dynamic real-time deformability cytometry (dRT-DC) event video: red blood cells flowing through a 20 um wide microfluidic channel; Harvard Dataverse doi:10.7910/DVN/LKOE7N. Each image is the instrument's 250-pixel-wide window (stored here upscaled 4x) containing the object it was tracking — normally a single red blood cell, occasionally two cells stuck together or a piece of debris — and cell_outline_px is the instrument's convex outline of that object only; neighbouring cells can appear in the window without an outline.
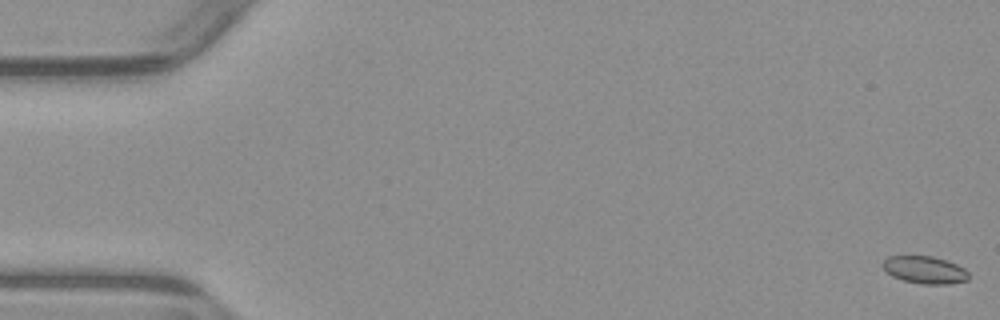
{"species": "common noctule bat (a hibernating species)", "species_latin": "Nyctalus noctula", "temperature_condition": "warm", "stored_images_in_passage": 54, "camera_frame_rate_fps": 3000, "um_per_image_px": 0.085, "animal": {"sex": "male", "body_mass_g": 23.1, "forearm_length_mm": 52.7}, "frame": {"image": 1, "passage_image": 1, "time_ms": 0.0, "image_size_px": [1000, 320], "cell_outline_px": [[968, 280], [948, 284], [920, 284], [904, 280], [892, 276], [884, 268], [884, 260], [888, 256], [932, 256], [956, 264], [964, 268], [968, 272]], "centroid_in_image_um": [78.62, 22.94], "position_along_channel_um": 6.4, "area_um2": 13.53}}
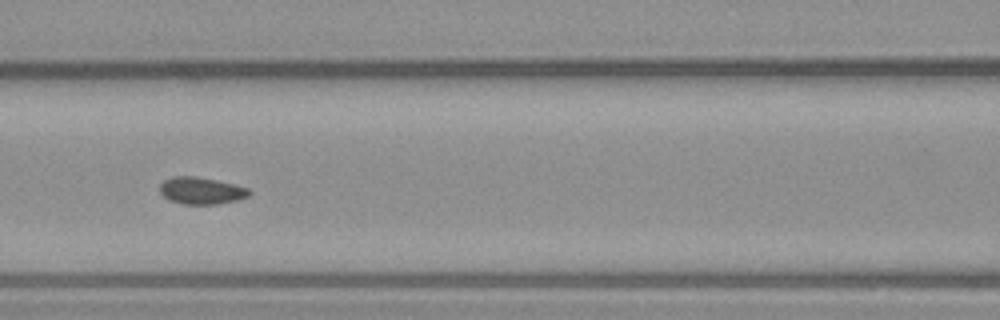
{"frame": {"image": 2, "passage_image": 24, "time_ms": 7.667, "image_size_px": [1000, 320], "cell_outline_px": [[252, 192], [248, 196], [236, 200], [216, 204], [184, 204], [168, 200], [160, 192], [160, 184], [164, 180], [172, 176], [196, 176], [236, 184], [248, 188]], "centroid_in_image_um": [17.1, 16.2], "position_along_channel_um": 149.5, "area_um2": 14.1}}
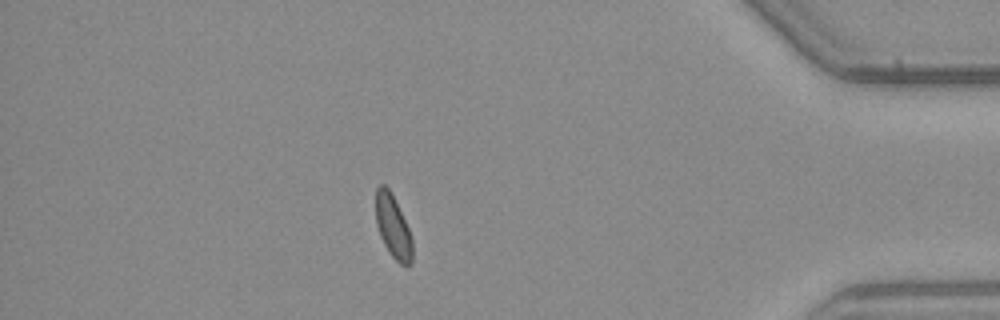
{"frame": {"image": 3, "passage_image": 47, "time_ms": 15.333, "image_size_px": [1000, 320], "cell_outline_px": [[412, 264], [400, 264], [392, 256], [384, 244], [380, 236], [376, 224], [376, 188], [380, 184], [384, 184], [388, 188], [408, 228], [412, 240]], "centroid_in_image_um": [33.39, 19.28], "position_along_channel_um": 401.8, "area_um2": 13.06}, "authors_computed_cell_mechanics": {"area_um2": 14.0454, "velocity_mm_per_s": 3.8877, "shape_relaxation_time_tau1_ms": null, "shape_relaxation_time_tau2_ms": 1.0533, "deformation_change_tau1": null, "deformation_change_tau2": 0.0566}}